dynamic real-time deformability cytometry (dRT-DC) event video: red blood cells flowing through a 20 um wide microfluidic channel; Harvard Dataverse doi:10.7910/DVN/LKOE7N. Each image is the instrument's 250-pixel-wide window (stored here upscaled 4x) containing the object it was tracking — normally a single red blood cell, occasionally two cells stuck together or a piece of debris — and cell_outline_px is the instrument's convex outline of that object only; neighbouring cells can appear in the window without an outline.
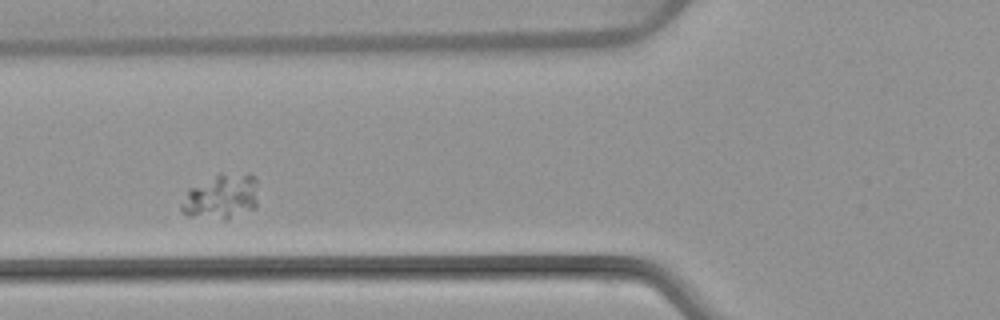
{"species": "common noctule bat (a hibernating species)", "species_latin": "Nyctalus noctula", "temperature_condition": "warm", "stored_images_in_passage": 6, "camera_frame_rate_fps": 3000, "um_per_image_px": 0.085, "animal": {"sex": "female", "body_mass_g": 22.7, "forearm_length_mm": 54.2}, "frame": {"image": 1, "passage_image": 3, "time_ms": 2.333, "image_size_px": [1000, 320], "cell_outline_px": [[256, 208], [224, 220], [188, 216], [180, 208], [180, 204], [188, 188], [220, 172], [248, 172], [256, 180]], "centroid_in_image_um": [18.79, 16.69], "position_along_channel_um": 107.0, "area_um2": 20.52}}
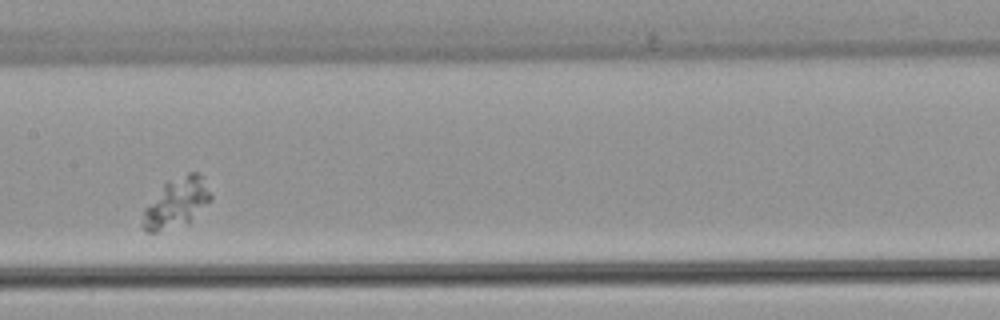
{"frame": {"image": 2, "passage_image": 5, "time_ms": 4.667, "image_size_px": [1000, 320], "cell_outline_px": [[212, 200], [188, 220], [156, 232], [148, 232], [140, 224], [144, 208], [164, 184], [168, 180], [188, 172], [200, 172], [204, 176], [212, 196]], "centroid_in_image_um": [15.0, 17.17], "position_along_channel_um": 192.4, "area_um2": 19.31}}
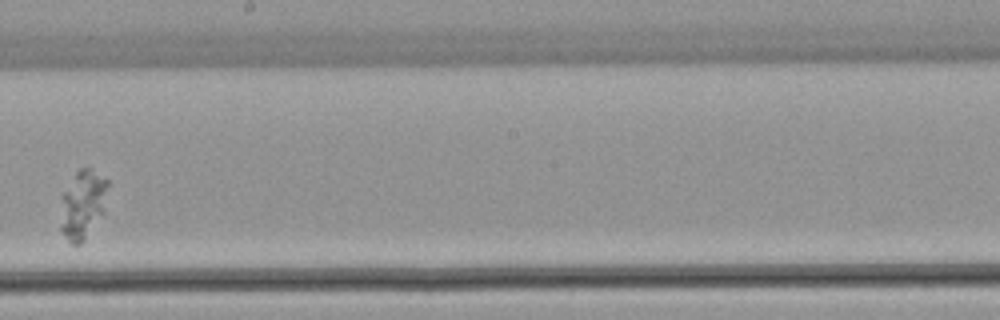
{"frame": {"image": 3, "passage_image": 6, "time_ms": 6.0, "image_size_px": [1000, 320], "cell_outline_px": [[108, 184], [104, 212], [84, 240], [80, 244], [72, 244], [68, 240], [60, 228], [60, 196], [76, 172], [80, 168], [92, 168], [108, 180]], "centroid_in_image_um": [7.01, 17.36], "position_along_channel_um": 241.2, "area_um2": 19.13}}